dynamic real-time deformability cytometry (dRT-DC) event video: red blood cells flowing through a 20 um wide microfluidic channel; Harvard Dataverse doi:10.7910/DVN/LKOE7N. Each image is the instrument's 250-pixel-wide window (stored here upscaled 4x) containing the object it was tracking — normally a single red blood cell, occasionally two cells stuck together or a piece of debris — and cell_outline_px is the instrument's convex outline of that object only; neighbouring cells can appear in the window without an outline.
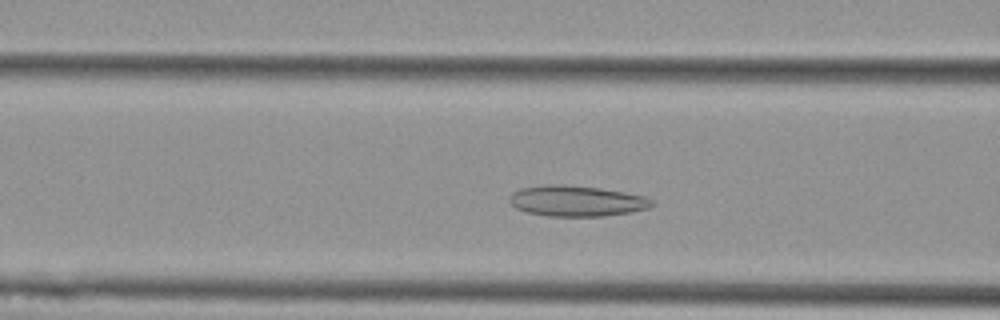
{"species": "Egyptian fruit bat (a non-hibernating species)", "species_latin": "Rousettus aegyptiacus", "temperature_condition": "cold", "stored_images_in_passage": 48, "camera_frame_rate_fps": 3000, "um_per_image_px": 0.085, "animal": {"sex": "female"}, "frame": {"image": 1, "passage_image": 15, "time_ms": 4.667, "image_size_px": [1000, 320], "cell_outline_px": [[656, 204], [648, 208], [628, 212], [604, 216], [548, 216], [528, 212], [516, 208], [508, 200], [508, 196], [512, 192], [520, 188], [544, 184], [560, 184], [600, 188], [624, 192], [644, 196], [652, 200]], "centroid_in_image_um": [48.97, 17.07], "position_along_channel_um": 117.6, "area_um2": 25.55}}
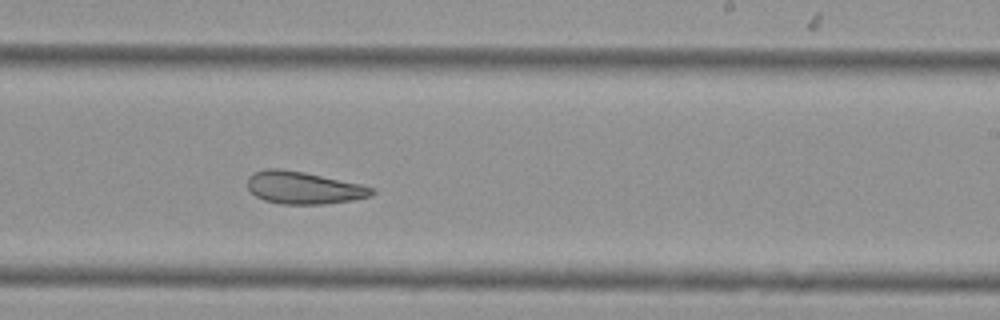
{"frame": {"image": 2, "passage_image": 27, "time_ms": 8.667, "image_size_px": [1000, 320], "cell_outline_px": [[376, 192], [372, 196], [352, 200], [324, 204], [280, 204], [264, 200], [256, 196], [248, 188], [248, 176], [252, 172], [264, 168], [280, 168], [304, 172], [360, 184], [376, 188]], "centroid_in_image_um": [25.8, 15.95], "position_along_channel_um": 263.2, "area_um2": 23.64}}
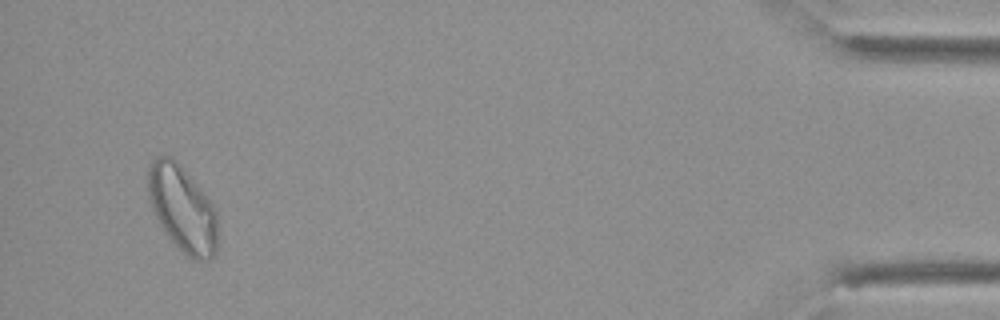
{"frame": {"image": 3, "passage_image": 46, "time_ms": 15.0, "image_size_px": [1000, 320], "cell_outline_px": [[216, 256], [208, 260], [192, 260], [168, 236], [160, 224], [152, 208], [148, 196], [148, 164], [156, 156], [172, 156], [180, 164], [200, 188], [216, 208]], "centroid_in_image_um": [15.5, 17.71], "position_along_channel_um": 419.7, "area_um2": 34.74}, "authors_computed_cell_mechanics": {"area_um2": 27.6284, "velocity_mm_per_s": 3.6584, "shape_relaxation_time_tau1_ms": null, "shape_relaxation_time_tau2_ms": 2.8181, "deformation_change_tau1": null, "deformation_change_tau2": 0.0925}}